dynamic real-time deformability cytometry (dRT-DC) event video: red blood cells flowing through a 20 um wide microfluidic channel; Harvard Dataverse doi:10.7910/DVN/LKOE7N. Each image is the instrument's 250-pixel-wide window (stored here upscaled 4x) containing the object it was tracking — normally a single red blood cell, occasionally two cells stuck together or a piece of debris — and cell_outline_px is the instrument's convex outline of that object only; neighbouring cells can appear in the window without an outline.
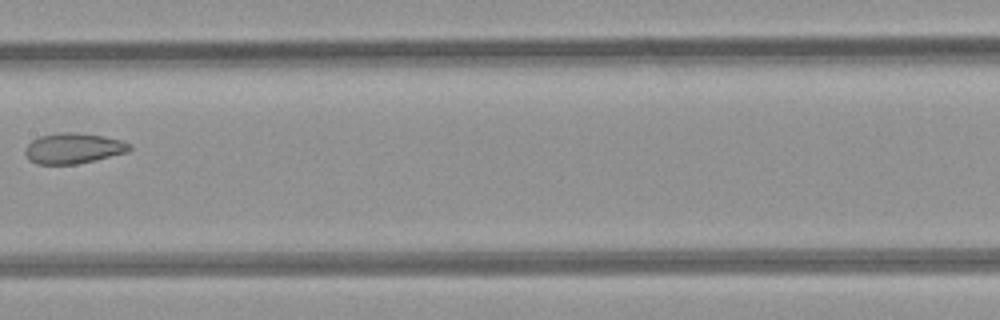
{"species": "common noctule bat (a hibernating species)", "species_latin": "Nyctalus noctula", "temperature_condition": "room temperature", "stored_images_in_passage": 5, "camera_frame_rate_fps": 3000, "um_per_image_px": 0.085, "animal": {"sex": "female", "body_mass_g": 21.9}, "frame": {"image": 1, "passage_image": 4, "time_ms": 3.333, "image_size_px": [1000, 320], "cell_outline_px": [[132, 148], [128, 152], [76, 164], [36, 164], [28, 160], [24, 152], [24, 148], [32, 140], [40, 136], [60, 132], [72, 132], [104, 136], [120, 140], [132, 144]], "centroid_in_image_um": [6.21, 12.61], "position_along_channel_um": 201.2, "area_um2": 18.61}}
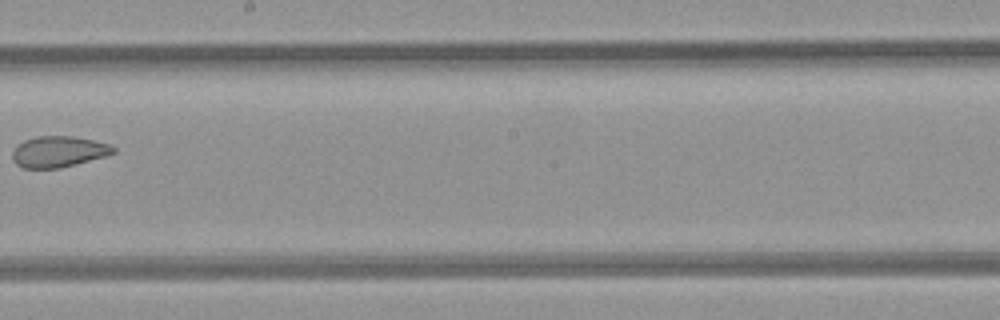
{"frame": {"image": 2, "passage_image": 5, "time_ms": 4.333, "image_size_px": [1000, 320], "cell_outline_px": [[116, 152], [104, 156], [60, 168], [24, 168], [16, 164], [12, 160], [12, 152], [24, 140], [36, 136], [72, 136], [92, 140], [108, 144], [116, 148]], "centroid_in_image_um": [4.95, 12.89], "position_along_channel_um": 243.2, "area_um2": 18.03}}